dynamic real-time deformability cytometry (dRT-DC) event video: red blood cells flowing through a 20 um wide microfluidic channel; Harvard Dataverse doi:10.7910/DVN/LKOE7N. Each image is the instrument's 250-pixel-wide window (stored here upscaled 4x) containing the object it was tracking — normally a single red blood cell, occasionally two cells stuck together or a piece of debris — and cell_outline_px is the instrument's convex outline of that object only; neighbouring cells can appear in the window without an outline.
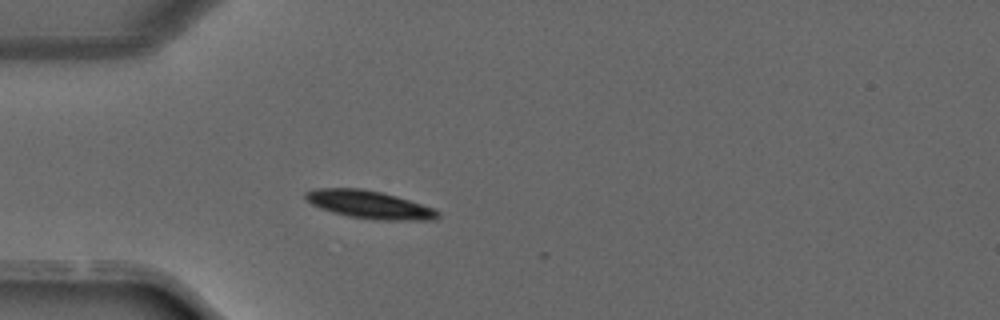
{"species": "common noctule bat (a hibernating species)", "species_latin": "Nyctalus noctula", "temperature_condition": "warm", "stored_images_in_passage": 38, "camera_frame_rate_fps": 3000, "um_per_image_px": 0.085, "animal": {"sex": "male", "forearm_length_mm": 52.5}, "frame": {"image": 1, "passage_image": 9, "time_ms": 2.667, "image_size_px": [1000, 320], "cell_outline_px": [[440, 216], [432, 220], [376, 220], [348, 216], [332, 212], [320, 208], [312, 204], [304, 196], [304, 192], [316, 188], [360, 188], [380, 192], [396, 196], [436, 208], [440, 212]], "centroid_in_image_um": [31.42, 17.39], "position_along_channel_um": 53.6, "area_um2": 21.56}}
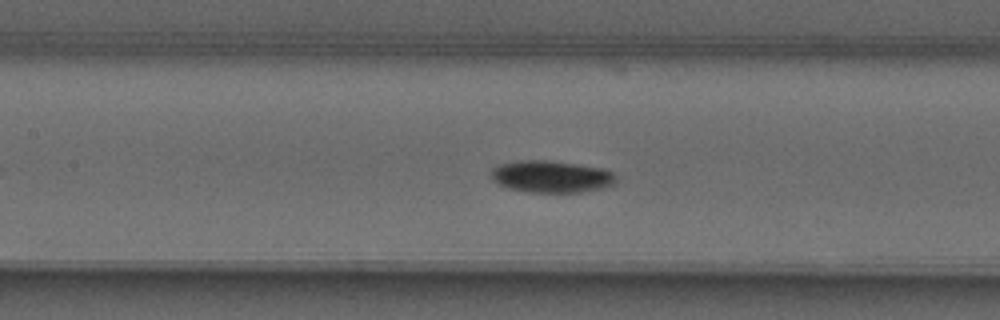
{"frame": {"image": 2, "passage_image": 16, "time_ms": 5.0, "image_size_px": [1000, 320], "cell_outline_px": [[616, 184], [600, 188], [580, 192], [528, 192], [508, 188], [500, 184], [492, 176], [492, 168], [500, 164], [520, 160], [548, 160], [600, 168], [612, 172], [616, 176]], "centroid_in_image_um": [46.87, 15.01], "position_along_channel_um": 160.5, "area_um2": 22.95}}
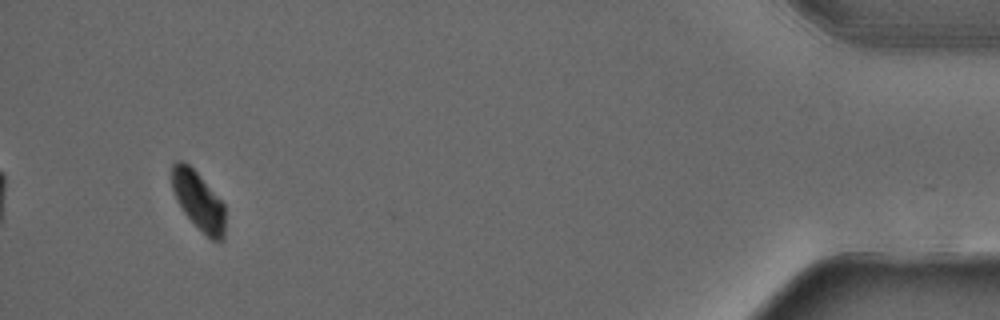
{"frame": {"image": 3, "passage_image": 36, "time_ms": 11.667, "image_size_px": [1000, 320], "cell_outline_px": [[224, 240], [212, 240], [184, 212], [172, 188], [172, 164], [176, 160], [184, 160], [200, 176], [224, 204]], "centroid_in_image_um": [16.86, 17.02], "position_along_channel_um": 418.3, "area_um2": 17.57}}